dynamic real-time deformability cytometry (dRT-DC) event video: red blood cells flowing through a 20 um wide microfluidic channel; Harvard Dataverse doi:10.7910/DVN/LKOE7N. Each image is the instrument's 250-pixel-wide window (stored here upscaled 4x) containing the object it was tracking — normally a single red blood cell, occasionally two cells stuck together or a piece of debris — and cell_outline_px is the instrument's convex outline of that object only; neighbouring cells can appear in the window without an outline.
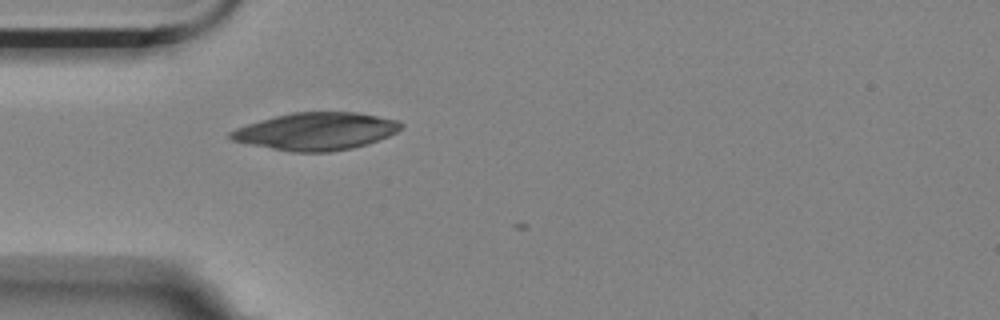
{"species": "Egyptian fruit bat (a non-hibernating species)", "species_latin": "Rousettus aegyptiacus", "temperature_condition": "room temperature", "stored_images_in_passage": 2, "camera_frame_rate_fps": 3000, "um_per_image_px": 0.085, "animal": {"sex": "female"}, "frame": {"image": 1, "passage_image": 2, "time_ms": 0.333, "image_size_px": [1000, 320], "cell_outline_px": [[404, 124], [396, 132], [388, 136], [368, 144], [352, 148], [328, 152], [292, 152], [232, 140], [228, 136], [228, 132], [236, 128], [260, 120], [292, 112], [356, 112], [400, 120]], "centroid_in_image_um": [26.9, 11.15], "position_along_channel_um": 58.1, "area_um2": 37.05}}